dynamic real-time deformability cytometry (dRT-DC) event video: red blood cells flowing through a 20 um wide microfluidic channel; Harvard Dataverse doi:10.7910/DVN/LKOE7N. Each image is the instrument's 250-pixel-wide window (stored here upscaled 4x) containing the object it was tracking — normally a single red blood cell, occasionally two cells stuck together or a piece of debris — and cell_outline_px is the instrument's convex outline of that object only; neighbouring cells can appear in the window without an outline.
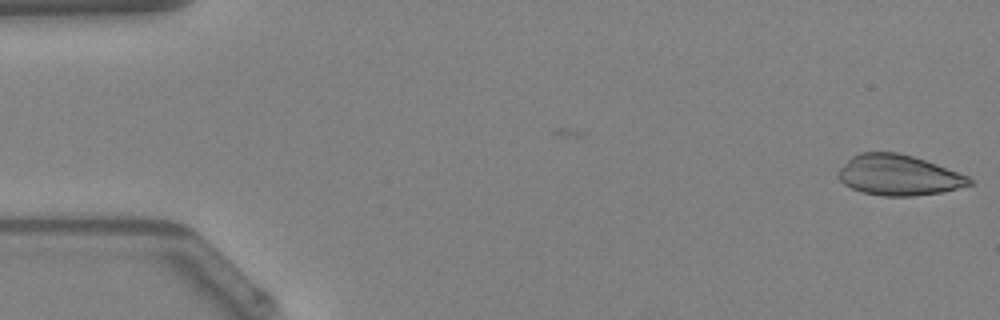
{"species": "Egyptian fruit bat (a non-hibernating species)", "species_latin": "Rousettus aegyptiacus", "temperature_condition": "warm", "stored_images_in_passage": 42, "camera_frame_rate_fps": 3000, "um_per_image_px": 0.085, "animal": {"sex": "female"}, "frame": {"image": 1, "passage_image": 1, "time_ms": 0.0, "image_size_px": [1000, 320], "cell_outline_px": [[972, 184], [940, 192], [912, 196], [884, 196], [864, 192], [852, 188], [844, 184], [836, 176], [836, 172], [852, 156], [860, 152], [896, 152], [912, 156], [936, 164], [968, 176], [972, 180]], "centroid_in_image_um": [76.33, 14.88], "position_along_channel_um": 8.7, "area_um2": 30.63}}
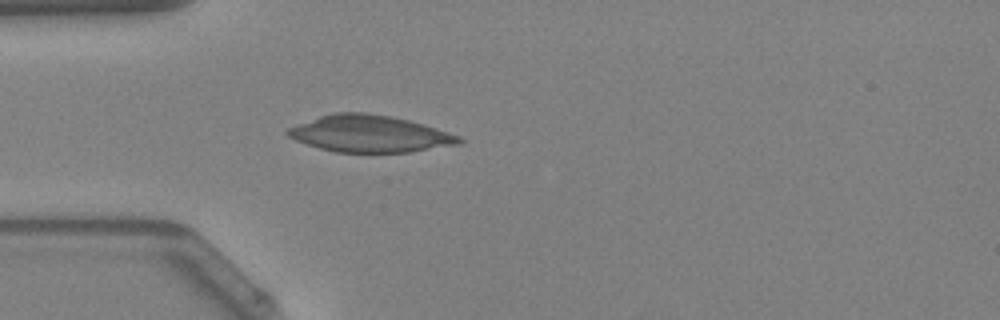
{"frame": {"image": 2, "passage_image": 14, "time_ms": 4.333, "image_size_px": [1000, 320], "cell_outline_px": [[464, 140], [460, 144], [408, 152], [336, 152], [320, 148], [296, 140], [288, 136], [284, 132], [288, 128], [296, 124], [320, 116], [336, 112], [368, 112], [392, 116], [408, 120], [460, 136]], "centroid_in_image_um": [31.4, 11.36], "position_along_channel_um": 53.6, "area_um2": 36.53}}
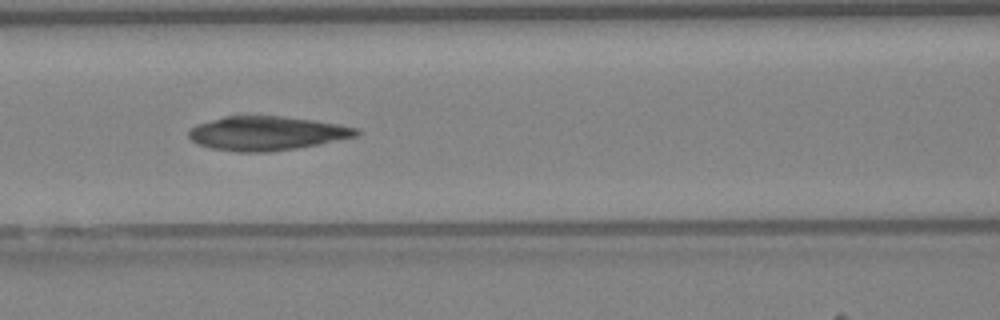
{"frame": {"image": 3, "passage_image": 21, "time_ms": 6.667, "image_size_px": [1000, 320], "cell_outline_px": [[360, 132], [356, 136], [296, 148], [268, 152], [236, 152], [212, 148], [196, 144], [188, 136], [188, 132], [196, 124], [224, 116], [280, 116], [312, 120], [340, 124], [360, 128]], "centroid_in_image_um": [22.65, 11.33], "position_along_channel_um": 144.0, "area_um2": 33.12}}